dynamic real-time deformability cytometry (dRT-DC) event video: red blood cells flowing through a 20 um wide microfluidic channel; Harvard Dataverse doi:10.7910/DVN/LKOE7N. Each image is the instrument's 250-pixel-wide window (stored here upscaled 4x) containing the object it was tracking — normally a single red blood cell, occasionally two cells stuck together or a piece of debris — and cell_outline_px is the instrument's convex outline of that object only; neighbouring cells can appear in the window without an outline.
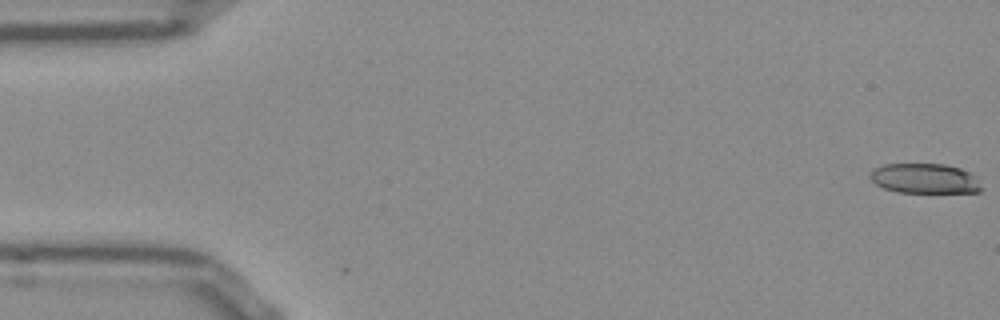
{"species": "Egyptian fruit bat (a non-hibernating species)", "species_latin": "Rousettus aegyptiacus", "temperature_condition": "room temperature", "stored_images_in_passage": 53, "camera_frame_rate_fps": 3000, "um_per_image_px": 0.085, "frame": {"image": 1, "passage_image": 1, "time_ms": 0.0, "image_size_px": [1000, 320], "cell_outline_px": [[984, 188], [980, 192], [896, 192], [884, 188], [876, 184], [868, 176], [872, 168], [884, 164], [944, 164], [960, 168], [976, 176]], "centroid_in_image_um": [78.6, 15.17], "position_along_channel_um": 6.4, "area_um2": 19.59}}
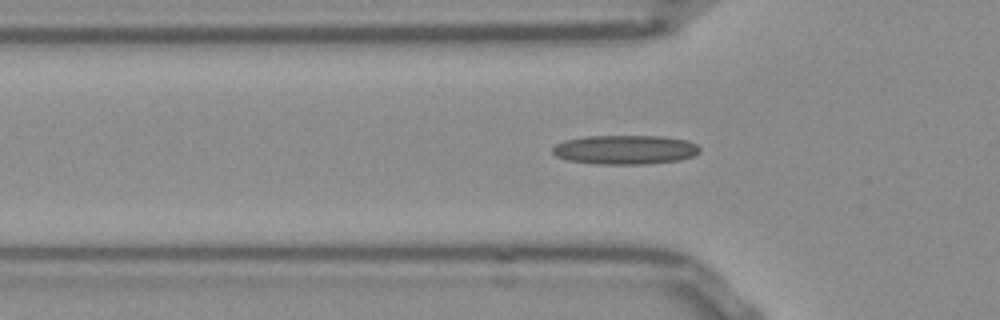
{"frame": {"image": 2, "passage_image": 17, "time_ms": 5.333, "image_size_px": [1000, 320], "cell_outline_px": [[700, 152], [692, 156], [680, 160], [644, 164], [596, 164], [568, 160], [556, 156], [552, 152], [552, 148], [556, 144], [564, 140], [584, 136], [664, 136], [688, 140], [696, 144], [700, 148]], "centroid_in_image_um": [53.13, 12.72], "position_along_channel_um": 72.7, "area_um2": 25.2}}
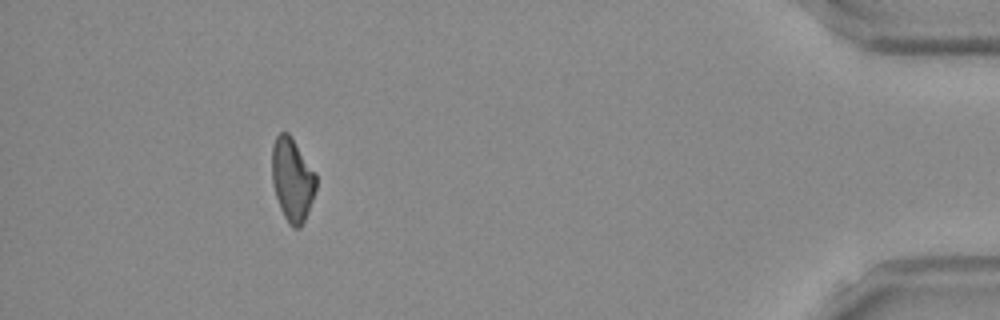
{"frame": {"image": 3, "passage_image": 48, "time_ms": 15.667, "image_size_px": [1000, 320], "cell_outline_px": [[316, 188], [308, 212], [300, 228], [292, 228], [288, 224], [280, 208], [276, 196], [272, 180], [272, 144], [276, 136], [280, 132], [288, 132], [316, 172]], "centroid_in_image_um": [24.84, 15.26], "position_along_channel_um": 410.4, "area_um2": 21.44}, "authors_computed_cell_mechanics": {"area_um2": 22.0796, "velocity_mm_per_s": 3.8694, "shape_relaxation_time_tau1_ms": null, "shape_relaxation_time_tau2_ms": 3.2986, "deformation_change_tau1": null, "deformation_change_tau2": 0.1452}}